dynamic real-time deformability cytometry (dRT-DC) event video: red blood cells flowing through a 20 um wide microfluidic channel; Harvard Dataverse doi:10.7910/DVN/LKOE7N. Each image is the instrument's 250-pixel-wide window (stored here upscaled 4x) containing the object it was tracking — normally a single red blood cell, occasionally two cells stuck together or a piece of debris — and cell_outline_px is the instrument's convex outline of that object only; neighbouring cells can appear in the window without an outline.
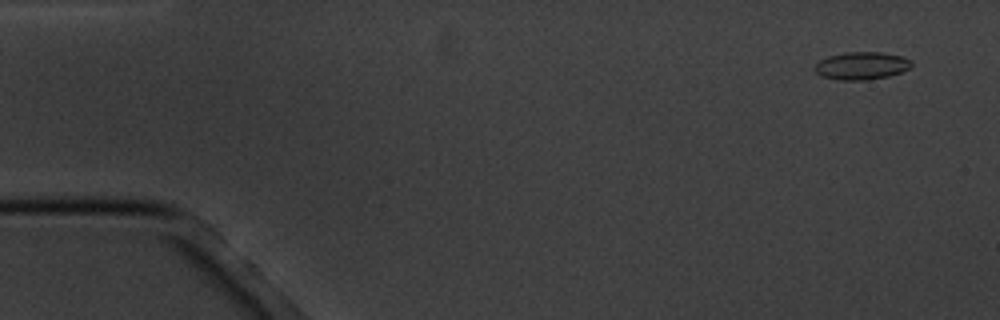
{"species": "common noctule bat (a hibernating species)", "species_latin": "Nyctalus noctula", "temperature_condition": "cold", "stored_images_in_passage": 4, "camera_frame_rate_fps": 3000, "um_per_image_px": 0.085, "animal": {"sex": "male", "body_mass_g": 20.1, "forearm_length_mm": 53.5}, "frame": {"image": 1, "passage_image": 1, "time_ms": 0.0, "image_size_px": [1000, 320], "cell_outline_px": [[912, 64], [908, 68], [900, 72], [888, 76], [864, 80], [836, 80], [820, 76], [812, 68], [820, 60], [828, 56], [844, 52], [880, 52], [904, 56], [912, 60]], "centroid_in_image_um": [73.2, 5.58], "position_along_channel_um": 11.8, "area_um2": 15.72}}
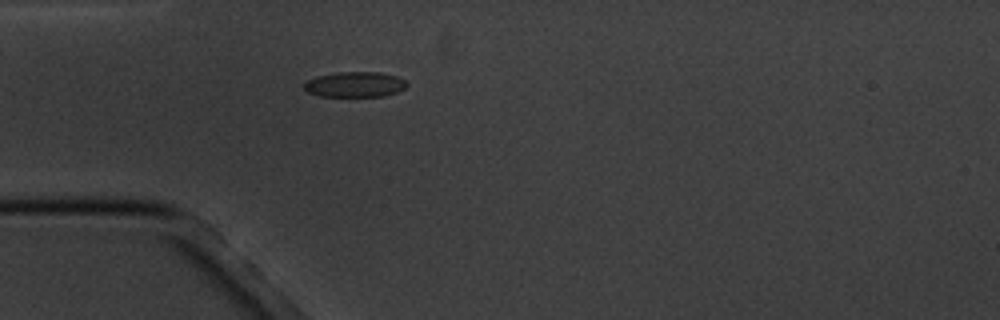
{"frame": {"image": 2, "passage_image": 4, "time_ms": 4.333, "image_size_px": [1000, 320], "cell_outline_px": [[408, 84], [404, 88], [396, 92], [384, 96], [320, 96], [308, 92], [304, 88], [304, 84], [308, 80], [316, 76], [340, 72], [380, 72], [396, 76], [404, 80]], "centroid_in_image_um": [30.17, 7.17], "position_along_channel_um": 54.8, "area_um2": 15.03}}